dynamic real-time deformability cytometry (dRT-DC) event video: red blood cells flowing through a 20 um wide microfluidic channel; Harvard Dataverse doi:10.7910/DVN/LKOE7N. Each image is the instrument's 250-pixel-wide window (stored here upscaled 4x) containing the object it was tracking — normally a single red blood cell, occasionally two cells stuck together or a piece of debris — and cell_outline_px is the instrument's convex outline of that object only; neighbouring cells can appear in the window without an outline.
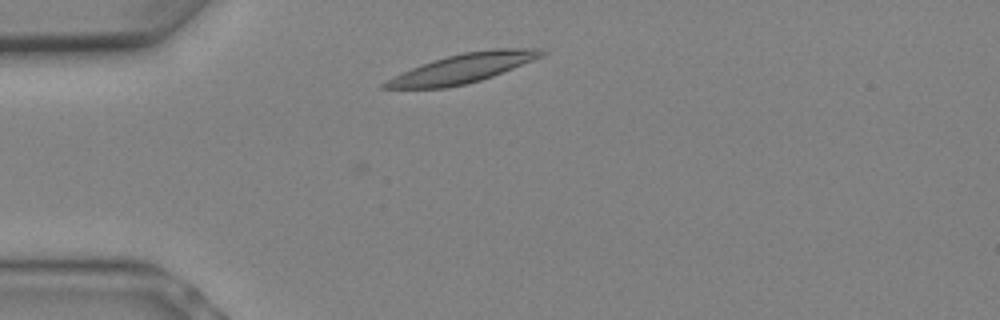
{"species": "Egyptian fruit bat (a non-hibernating species)", "species_latin": "Rousettus aegyptiacus", "temperature_condition": "warm", "stored_images_in_passage": 3, "camera_frame_rate_fps": 3000, "um_per_image_px": 0.085, "animal": {"sex": "female"}, "frame": {"image": 1, "passage_image": 2, "time_ms": 0.333, "image_size_px": [1000, 320], "cell_outline_px": [[548, 52], [544, 56], [492, 76], [480, 80], [448, 88], [380, 88], [380, 84], [412, 68], [448, 56], [464, 52], [496, 48], [540, 48]], "centroid_in_image_um": [39.41, 5.8], "position_along_channel_um": 45.6, "area_um2": 26.13}}